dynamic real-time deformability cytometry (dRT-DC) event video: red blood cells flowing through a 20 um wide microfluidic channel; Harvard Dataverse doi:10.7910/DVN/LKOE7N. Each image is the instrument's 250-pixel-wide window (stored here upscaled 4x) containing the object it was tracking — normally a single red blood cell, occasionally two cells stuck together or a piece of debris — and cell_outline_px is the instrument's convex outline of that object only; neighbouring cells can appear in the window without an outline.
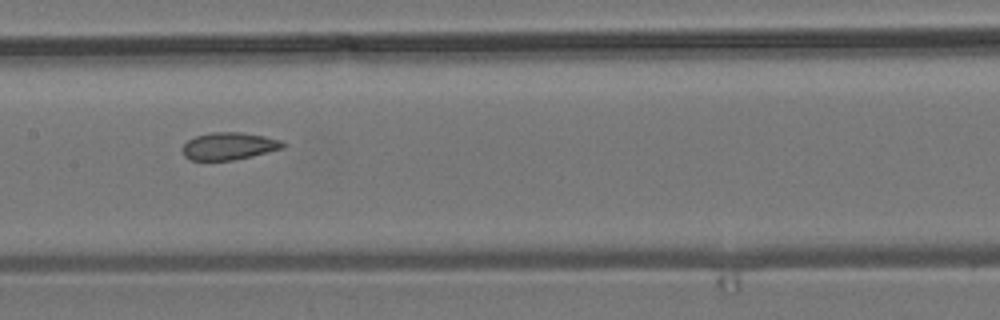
{"species": "common noctule bat (a hibernating species)", "species_latin": "Nyctalus noctula", "temperature_condition": "room temperature", "stored_images_in_passage": 9, "camera_frame_rate_fps": 3000, "um_per_image_px": 0.085, "animal": {"sex": "male", "body_mass_g": 19.2, "forearm_length_mm": 51.8}, "frame": {"image": 1, "passage_image": 6, "time_ms": 7.333, "image_size_px": [1000, 320], "cell_outline_px": [[284, 148], [252, 156], [232, 160], [188, 160], [184, 156], [180, 148], [188, 140], [196, 136], [212, 132], [240, 132], [264, 136], [280, 140], [284, 144]], "centroid_in_image_um": [19.41, 12.42], "position_along_channel_um": 188.0, "area_um2": 16.01}}
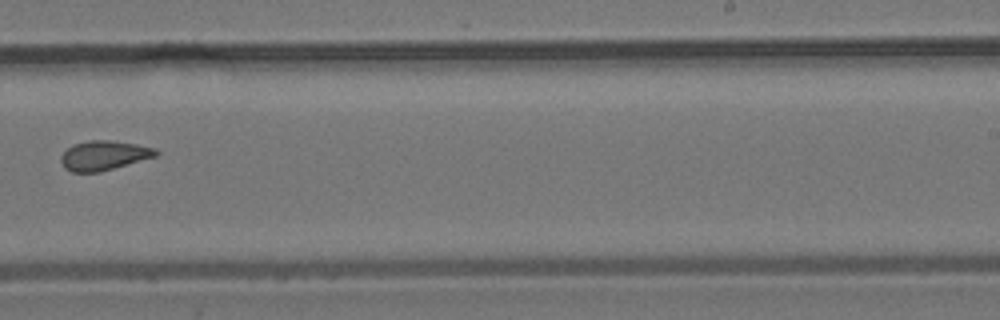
{"frame": {"image": 2, "passage_image": 8, "time_ms": 9.667, "image_size_px": [1000, 320], "cell_outline_px": [[160, 152], [156, 156], [100, 172], [72, 172], [64, 168], [60, 160], [60, 156], [72, 144], [88, 140], [108, 140], [136, 144], [156, 148]], "centroid_in_image_um": [8.81, 13.21], "position_along_channel_um": 280.2, "area_um2": 16.36}}
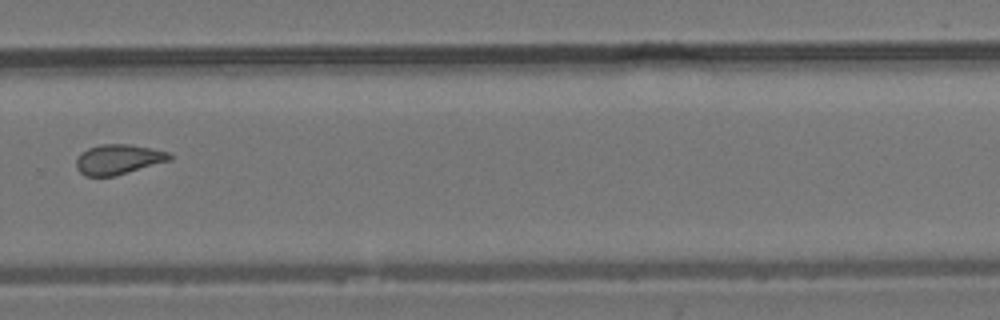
{"frame": {"image": 3, "passage_image": 9, "time_ms": 10.667, "image_size_px": [1000, 320], "cell_outline_px": [[172, 160], [116, 176], [84, 176], [76, 168], [76, 160], [88, 148], [100, 144], [128, 144], [152, 148], [168, 152], [172, 156]], "centroid_in_image_um": [10.09, 13.55], "position_along_channel_um": 319.7, "area_um2": 16.36}}